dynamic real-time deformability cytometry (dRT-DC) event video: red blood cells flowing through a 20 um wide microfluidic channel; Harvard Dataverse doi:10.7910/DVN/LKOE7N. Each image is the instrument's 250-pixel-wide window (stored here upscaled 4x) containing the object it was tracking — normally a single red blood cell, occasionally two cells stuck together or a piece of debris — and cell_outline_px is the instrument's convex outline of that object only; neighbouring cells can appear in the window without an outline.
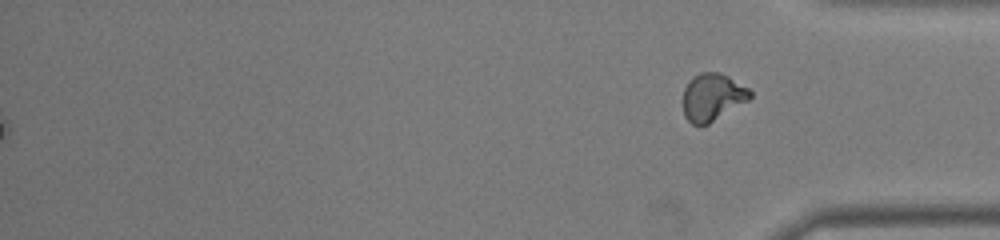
{"species": "common noctule bat (a hibernating species)", "species_latin": "Nyctalus noctula", "temperature_condition": "warm", "stored_images_in_passage": 51, "segment_of_instrument_passage": [2, 2], "camera_frame_rate_fps": 3000, "um_per_image_px": 0.085, "animal": {"sex": "male", "body_mass_g": 19.0, "forearm_length_mm": 50.8}, "frame": {"image": 1, "passage_image": 51, "time_ms": 16.667, "image_size_px": [1000, 240], "cell_outline_px": [[752, 96], [748, 100], [708, 124], [700, 128], [692, 124], [684, 116], [684, 88], [688, 80], [692, 76], [700, 72], [720, 72], [728, 76], [748, 88], [752, 92]], "centroid_in_image_um": [60.53, 8.26], "position_along_channel_um": 374.7, "area_um2": 18.61}}